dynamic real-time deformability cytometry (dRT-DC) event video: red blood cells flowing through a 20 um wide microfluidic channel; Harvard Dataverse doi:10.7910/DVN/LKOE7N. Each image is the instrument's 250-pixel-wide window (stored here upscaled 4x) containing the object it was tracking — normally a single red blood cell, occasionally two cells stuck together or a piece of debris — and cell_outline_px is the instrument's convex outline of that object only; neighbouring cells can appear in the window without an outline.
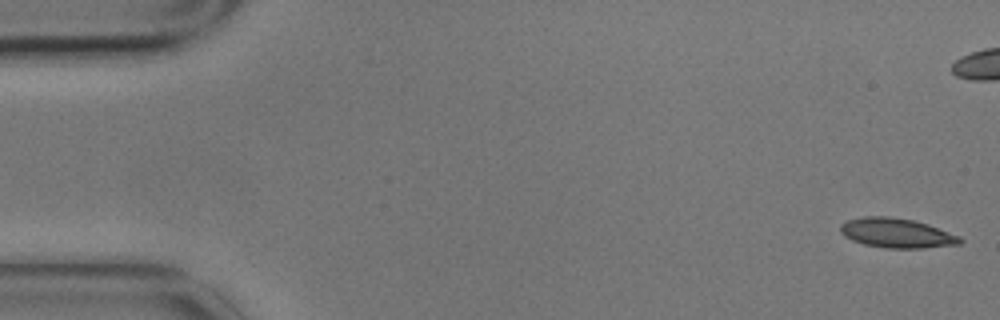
{"species": "common noctule bat (a hibernating species)", "species_latin": "Nyctalus noctula", "temperature_condition": "cold", "stored_images_in_passage": 5, "camera_frame_rate_fps": 3000, "um_per_image_px": 0.085, "animal": {"sex": "male", "body_mass_g": 17.9}, "frame": {"image": 1, "passage_image": 1, "time_ms": 0.0, "image_size_px": [1000, 320], "cell_outline_px": [[964, 240], [960, 244], [924, 248], [884, 248], [864, 244], [852, 240], [844, 236], [840, 232], [840, 224], [848, 220], [864, 216], [888, 216], [912, 220], [928, 224], [960, 236]], "centroid_in_image_um": [76.22, 19.81], "position_along_channel_um": 8.8, "area_um2": 20.69}}